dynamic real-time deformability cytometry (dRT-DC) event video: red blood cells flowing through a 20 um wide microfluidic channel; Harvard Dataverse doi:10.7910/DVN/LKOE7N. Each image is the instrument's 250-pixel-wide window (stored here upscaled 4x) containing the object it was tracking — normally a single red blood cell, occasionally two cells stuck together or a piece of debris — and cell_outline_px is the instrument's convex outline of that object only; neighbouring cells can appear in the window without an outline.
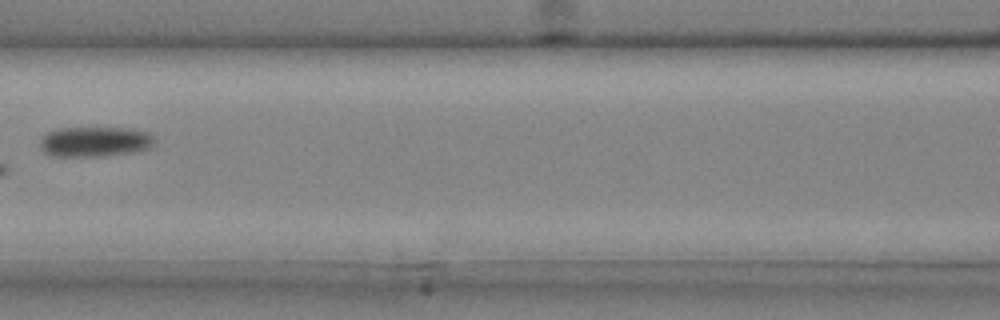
{"species": "common noctule bat (a hibernating species)", "species_latin": "Nyctalus noctula", "temperature_condition": "cold", "stored_images_in_passage": 6, "camera_frame_rate_fps": 3000, "um_per_image_px": 0.085, "animal": {"sex": "male", "body_mass_g": 20.4}, "frame": {"image": 1, "passage_image": 6, "time_ms": 1.667, "image_size_px": [1000, 320], "cell_outline_px": [[156, 144], [148, 148], [136, 152], [108, 156], [52, 156], [44, 152], [40, 148], [40, 140], [48, 132], [60, 128], [136, 128], [152, 132], [156, 140]], "centroid_in_image_um": [8.16, 12.04], "position_along_channel_um": 158.4, "area_um2": 20.58}}